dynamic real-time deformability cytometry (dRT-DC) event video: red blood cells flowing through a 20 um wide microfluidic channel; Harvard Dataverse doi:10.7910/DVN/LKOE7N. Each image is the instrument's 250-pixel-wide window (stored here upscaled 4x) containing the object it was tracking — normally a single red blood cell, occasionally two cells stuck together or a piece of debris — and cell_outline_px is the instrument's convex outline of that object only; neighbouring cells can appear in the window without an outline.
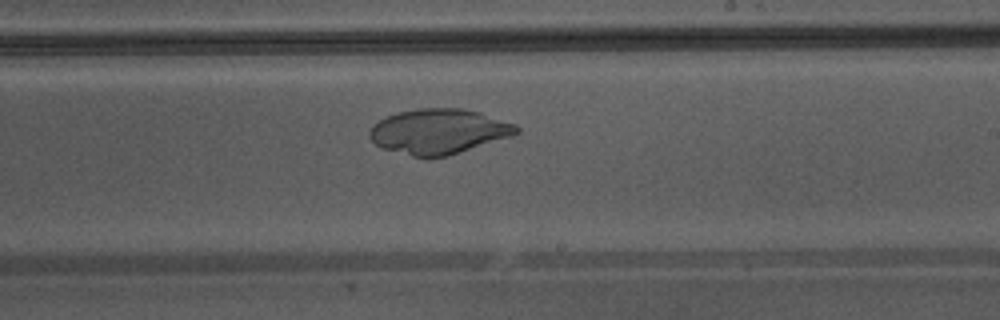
{"species": "Egyptian fruit bat (a non-hibernating species)", "species_latin": "Rousettus aegyptiacus", "temperature_condition": "warm", "stored_images_in_passage": 32, "camera_frame_rate_fps": 3000, "um_per_image_px": 0.085, "animal": {"sex": "male"}, "frame": {"image": 1, "passage_image": 15, "time_ms": 4.667, "image_size_px": [1000, 320], "cell_outline_px": [[520, 132], [512, 136], [448, 156], [428, 160], [380, 148], [368, 136], [368, 132], [372, 124], [396, 112], [416, 108], [460, 108], [480, 112], [516, 124], [520, 128]], "centroid_in_image_um": [37.28, 11.19], "position_along_channel_um": 251.7, "area_um2": 39.19}}